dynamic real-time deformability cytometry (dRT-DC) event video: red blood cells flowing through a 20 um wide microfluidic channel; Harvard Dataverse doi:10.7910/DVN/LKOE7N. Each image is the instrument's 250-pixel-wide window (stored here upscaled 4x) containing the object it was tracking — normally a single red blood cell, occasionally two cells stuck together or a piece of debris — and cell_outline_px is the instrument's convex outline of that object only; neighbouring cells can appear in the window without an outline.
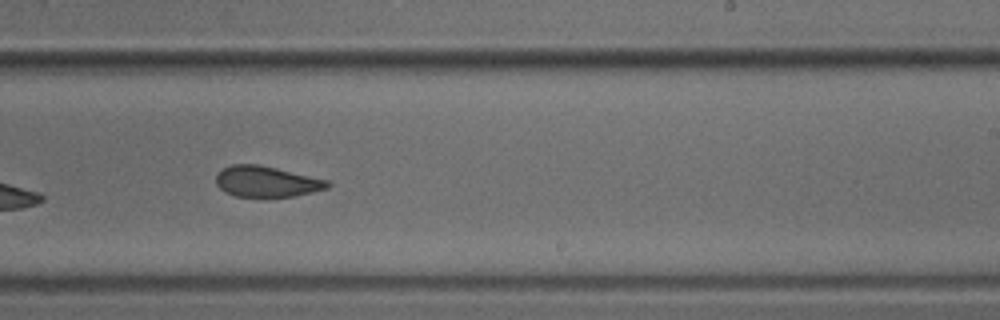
{"species": "common noctule bat (a hibernating species)", "species_latin": "Nyctalus noctula", "temperature_condition": "cold", "stored_images_in_passage": 10, "camera_frame_rate_fps": 3000, "um_per_image_px": 0.085, "animal": {"sex": "male", "body_mass_g": 18.8}, "frame": {"image": 1, "passage_image": 9, "time_ms": 2.667, "image_size_px": [1000, 320], "cell_outline_px": [[332, 184], [328, 188], [312, 192], [292, 196], [260, 200], [236, 196], [224, 192], [216, 184], [216, 172], [232, 164], [260, 164], [328, 180]], "centroid_in_image_um": [22.63, 15.47], "position_along_channel_um": 266.4, "area_um2": 20.81}}
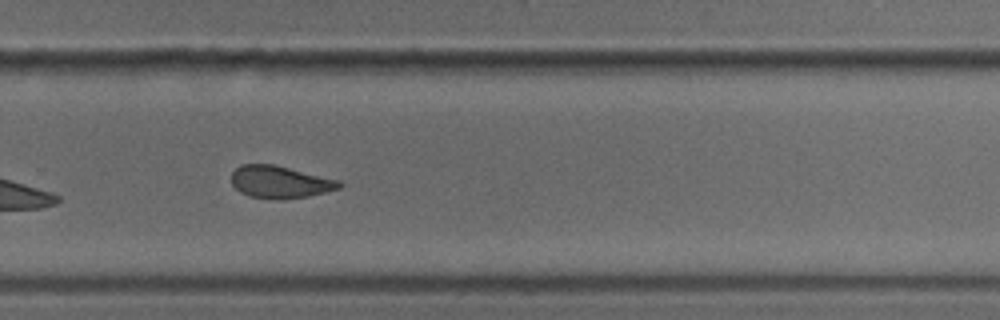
{"frame": {"image": 2, "passage_image": 10, "time_ms": 3.0, "image_size_px": [1000, 320], "cell_outline_px": [[344, 184], [340, 188], [308, 196], [280, 200], [276, 200], [248, 196], [240, 192], [232, 184], [232, 172], [240, 164], [272, 164], [340, 180]], "centroid_in_image_um": [23.79, 15.48], "position_along_channel_um": 306.0, "area_um2": 20.35}}